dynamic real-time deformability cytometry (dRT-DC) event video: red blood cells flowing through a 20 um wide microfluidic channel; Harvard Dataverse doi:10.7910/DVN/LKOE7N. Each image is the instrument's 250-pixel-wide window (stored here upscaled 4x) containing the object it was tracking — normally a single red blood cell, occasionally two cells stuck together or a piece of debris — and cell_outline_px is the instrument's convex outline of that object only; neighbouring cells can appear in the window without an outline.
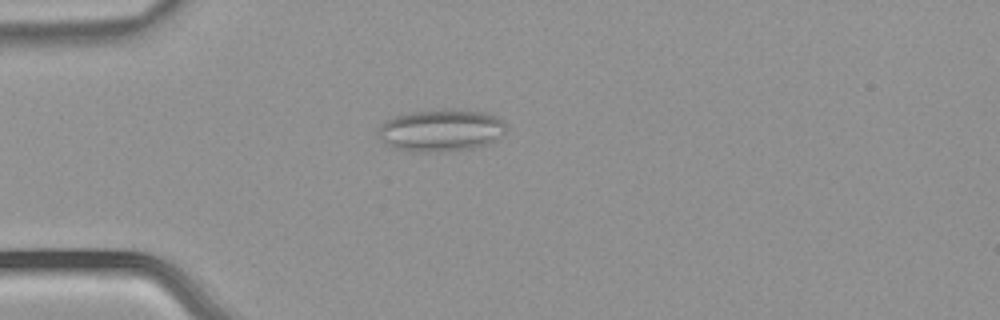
{"species": "common noctule bat (a hibernating species)", "species_latin": "Nyctalus noctula", "temperature_condition": "warm", "stored_images_in_passage": 2, "camera_frame_rate_fps": 3000, "um_per_image_px": 0.085, "animal": {"sex": "male", "body_mass_g": 21.5, "forearm_length_mm": 52.0}, "frame": {"image": 1, "passage_image": 2, "time_ms": 0.333, "image_size_px": [1000, 320], "cell_outline_px": [[504, 132], [500, 140], [488, 144], [472, 148], [444, 152], [412, 152], [392, 148], [376, 132], [380, 124], [396, 116], [412, 112], [452, 108], [484, 112], [496, 116], [504, 120]], "centroid_in_image_um": [37.52, 11.09], "position_along_channel_um": 47.5, "area_um2": 31.79}}